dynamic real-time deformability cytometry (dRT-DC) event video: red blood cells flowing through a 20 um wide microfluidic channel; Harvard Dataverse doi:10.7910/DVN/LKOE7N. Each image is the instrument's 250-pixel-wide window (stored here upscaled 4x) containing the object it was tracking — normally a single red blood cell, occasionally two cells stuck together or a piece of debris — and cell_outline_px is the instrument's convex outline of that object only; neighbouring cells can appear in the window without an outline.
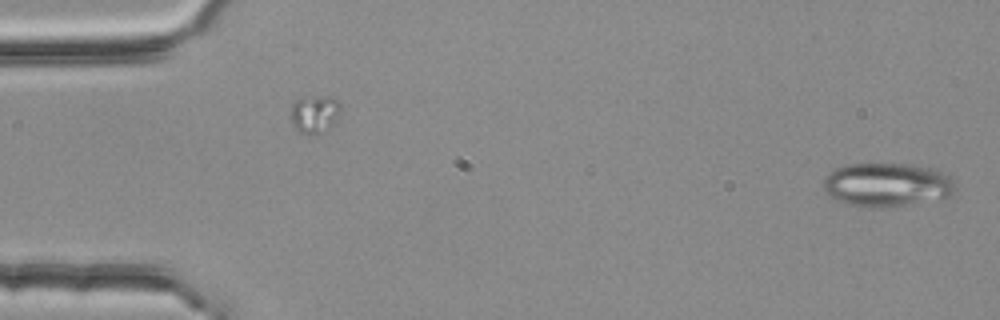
{"species": "common noctule bat (a hibernating species)", "species_latin": "Nyctalus noctula", "temperature_condition": "room temperature", "stored_images_in_passage": 2, "camera_frame_rate_fps": 3000, "um_per_image_px": 0.085, "animal": {"sex": "female", "body_mass_g": 25.1}, "frame": {"image": 1, "passage_image": 2, "time_ms": 0.333, "image_size_px": [1000, 320], "cell_outline_px": [[952, 196], [880, 208], [876, 208], [848, 204], [836, 200], [828, 196], [824, 188], [824, 176], [836, 168], [844, 164], [916, 164], [932, 168], [944, 172], [952, 180]], "centroid_in_image_um": [75.33, 15.68], "position_along_channel_um": 9.7, "area_um2": 33.35}}